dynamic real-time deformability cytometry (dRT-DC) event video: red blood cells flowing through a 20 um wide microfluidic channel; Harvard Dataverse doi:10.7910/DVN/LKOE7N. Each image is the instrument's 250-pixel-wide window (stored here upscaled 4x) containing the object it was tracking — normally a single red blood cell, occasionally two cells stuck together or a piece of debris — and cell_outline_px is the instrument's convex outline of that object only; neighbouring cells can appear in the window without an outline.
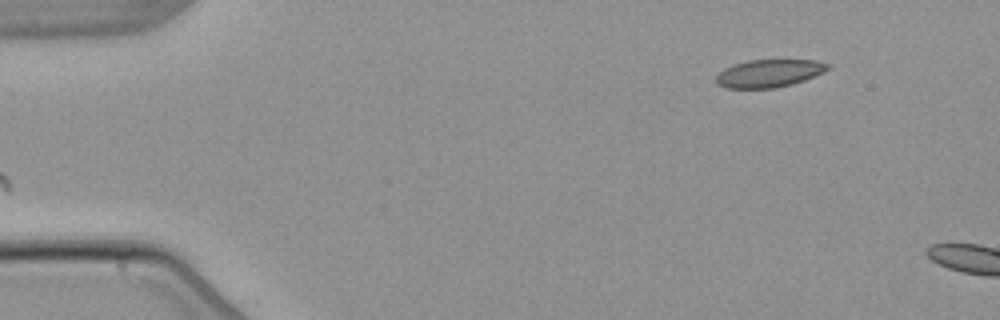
{"species": "common noctule bat (a hibernating species)", "species_latin": "Nyctalus noctula", "temperature_condition": "warm", "stored_images_in_passage": 6, "segment_of_instrument_passage": [2, 2], "camera_frame_rate_fps": 3000, "um_per_image_px": 0.085, "animal": {"sex": "male", "body_mass_g": 21.5, "forearm_length_mm": 52.0}, "frame": {"image": 1, "passage_image": 6, "time_ms": 6.333, "image_size_px": [1000, 320], "cell_outline_px": [[832, 68], [824, 72], [804, 80], [792, 84], [776, 88], [728, 88], [716, 84], [716, 76], [724, 68], [732, 64], [748, 60], [816, 60], [832, 64]], "centroid_in_image_um": [65.4, 6.22], "position_along_channel_um": 19.6, "area_um2": 18.26}}